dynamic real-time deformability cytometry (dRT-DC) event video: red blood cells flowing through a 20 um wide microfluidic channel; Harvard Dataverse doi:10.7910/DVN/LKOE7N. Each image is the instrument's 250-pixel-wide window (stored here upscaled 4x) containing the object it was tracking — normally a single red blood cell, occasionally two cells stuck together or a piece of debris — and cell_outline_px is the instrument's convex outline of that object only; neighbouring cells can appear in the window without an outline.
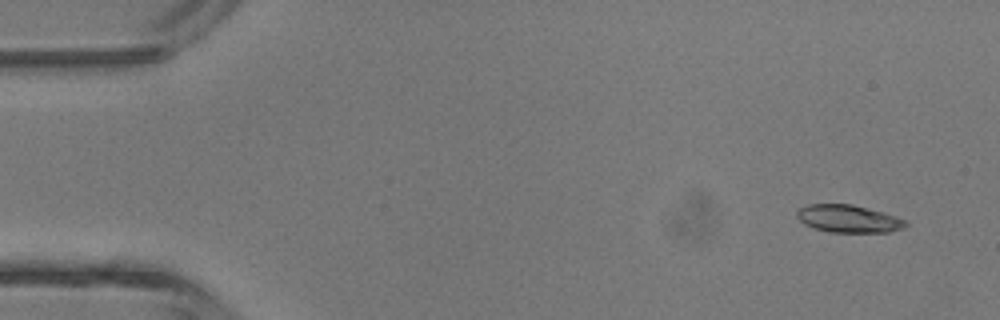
{"species": "common noctule bat (a hibernating species)", "species_latin": "Nyctalus noctula", "temperature_condition": "room temperature", "stored_images_in_passage": 5, "camera_frame_rate_fps": 3000, "um_per_image_px": 0.085, "animal": {"sex": "male", "body_mass_g": 13.3}, "frame": {"image": 1, "passage_image": 1, "time_ms": 0.0, "image_size_px": [1000, 320], "cell_outline_px": [[908, 224], [904, 228], [888, 232], [828, 232], [812, 228], [804, 224], [796, 216], [796, 212], [800, 208], [808, 204], [852, 204], [884, 212], [908, 220]], "centroid_in_image_um": [72.13, 18.59], "position_along_channel_um": 12.9, "area_um2": 17.69}}
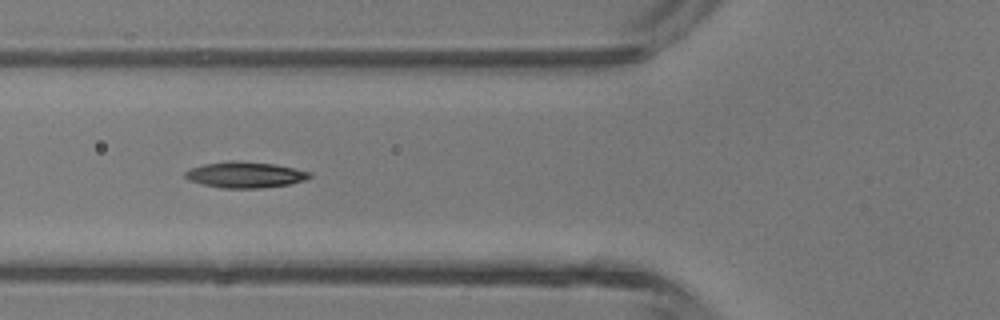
{"frame": {"image": 2, "passage_image": 5, "time_ms": 4.667, "image_size_px": [1000, 320], "cell_outline_px": [[312, 176], [304, 180], [288, 184], [260, 188], [220, 188], [188, 180], [184, 176], [184, 172], [192, 168], [204, 164], [228, 160], [232, 160], [272, 164], [312, 172]], "centroid_in_image_um": [20.81, 14.85], "position_along_channel_um": 105.0, "area_um2": 18.67}}